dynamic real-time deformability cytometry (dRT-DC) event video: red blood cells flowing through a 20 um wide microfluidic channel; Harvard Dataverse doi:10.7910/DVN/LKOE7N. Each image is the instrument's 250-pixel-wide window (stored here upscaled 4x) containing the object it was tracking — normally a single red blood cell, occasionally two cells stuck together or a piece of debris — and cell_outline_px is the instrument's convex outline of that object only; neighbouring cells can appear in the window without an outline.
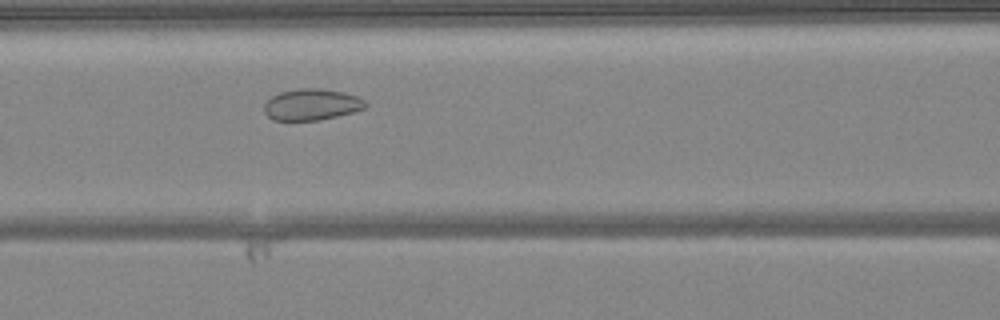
{"species": "common noctule bat (a hibernating species)", "species_latin": "Nyctalus noctula", "temperature_condition": "warm", "stored_images_in_passage": 43, "camera_frame_rate_fps": 3000, "um_per_image_px": 0.085, "animal": {"sex": "female", "body_mass_g": 24.6, "forearm_length_mm": 56.2}, "frame": {"image": 1, "passage_image": 14, "time_ms": 4.333, "image_size_px": [1000, 320], "cell_outline_px": [[368, 104], [364, 108], [352, 112], [320, 120], [272, 120], [264, 112], [264, 104], [272, 96], [280, 92], [300, 88], [320, 88], [344, 92], [356, 96], [364, 100]], "centroid_in_image_um": [26.47, 8.88], "position_along_channel_um": 140.1, "area_um2": 18.44}}
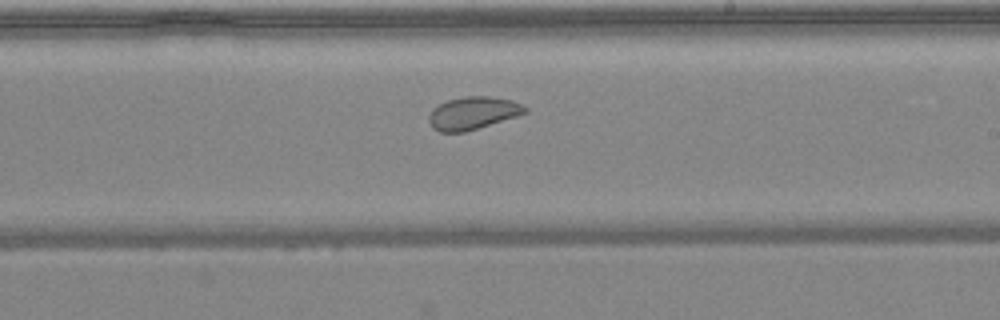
{"frame": {"image": 2, "passage_image": 22, "time_ms": 7.0, "image_size_px": [1000, 320], "cell_outline_px": [[528, 112], [516, 116], [464, 132], [440, 132], [432, 128], [428, 120], [428, 116], [432, 108], [448, 100], [464, 96], [492, 96], [512, 100], [528, 108]], "centroid_in_image_um": [40.17, 9.6], "position_along_channel_um": 248.8, "area_um2": 18.26}}
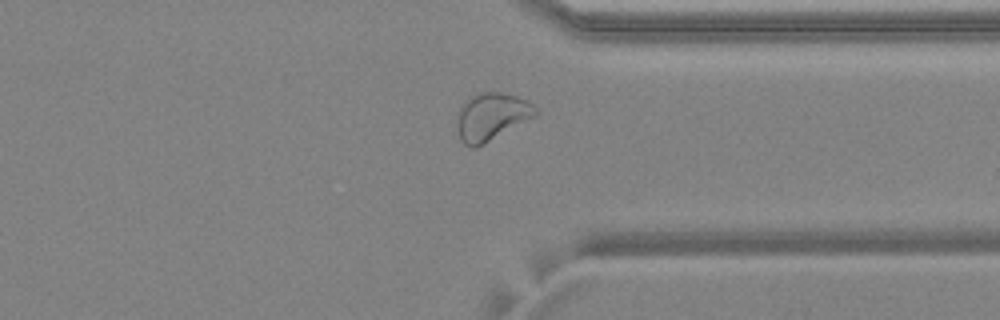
{"frame": {"image": 3, "passage_image": 31, "time_ms": 10.0, "image_size_px": [1000, 320], "cell_outline_px": [[540, 112], [536, 116], [476, 148], [472, 148], [464, 144], [460, 140], [456, 124], [456, 116], [460, 104], [468, 96], [484, 92], [500, 92], [516, 96], [528, 100], [540, 108]], "centroid_in_image_um": [41.77, 9.9], "position_along_channel_um": 369.6, "area_um2": 22.31}, "authors_computed_cell_mechanics": {"area_um2": 22.3108, "velocity_mm_per_s": 4.0856, "shape_relaxation_time_tau1_ms": 6.094, "shape_relaxation_time_tau2_ms": 1.9285, "deformation_change_tau1": 0.074, "deformation_change_tau2": 0.0634}}